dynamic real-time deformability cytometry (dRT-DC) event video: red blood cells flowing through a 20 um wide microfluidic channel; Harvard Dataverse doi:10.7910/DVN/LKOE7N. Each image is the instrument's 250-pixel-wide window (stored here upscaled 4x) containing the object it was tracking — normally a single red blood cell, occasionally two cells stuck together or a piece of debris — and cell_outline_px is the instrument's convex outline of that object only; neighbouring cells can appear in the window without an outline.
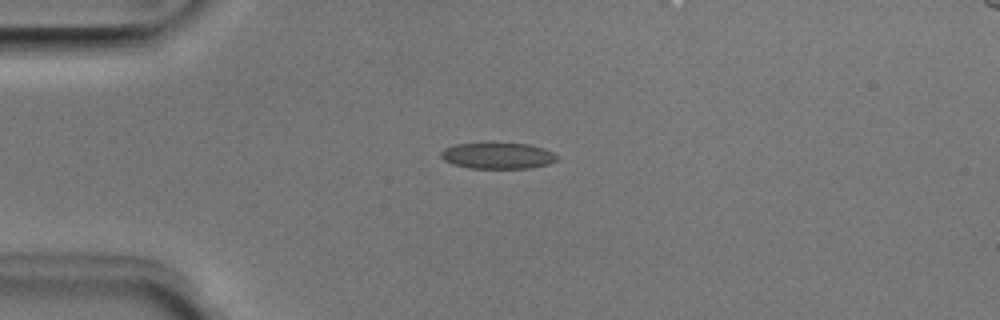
{"species": "Egyptian fruit bat (a non-hibernating species)", "species_latin": "Rousettus aegyptiacus", "temperature_condition": "room temperature", "stored_images_in_passage": 5, "camera_frame_rate_fps": 3000, "um_per_image_px": 0.085, "animal": {"sex": "male"}, "frame": {"image": 1, "passage_image": 3, "time_ms": 0.667, "image_size_px": [1000, 320], "cell_outline_px": [[560, 156], [556, 160], [548, 164], [528, 168], [468, 168], [452, 164], [444, 160], [440, 156], [440, 152], [444, 148], [456, 144], [488, 140], [528, 144], [544, 148]], "centroid_in_image_um": [42.27, 13.18], "position_along_channel_um": 42.7, "area_um2": 18.55}}